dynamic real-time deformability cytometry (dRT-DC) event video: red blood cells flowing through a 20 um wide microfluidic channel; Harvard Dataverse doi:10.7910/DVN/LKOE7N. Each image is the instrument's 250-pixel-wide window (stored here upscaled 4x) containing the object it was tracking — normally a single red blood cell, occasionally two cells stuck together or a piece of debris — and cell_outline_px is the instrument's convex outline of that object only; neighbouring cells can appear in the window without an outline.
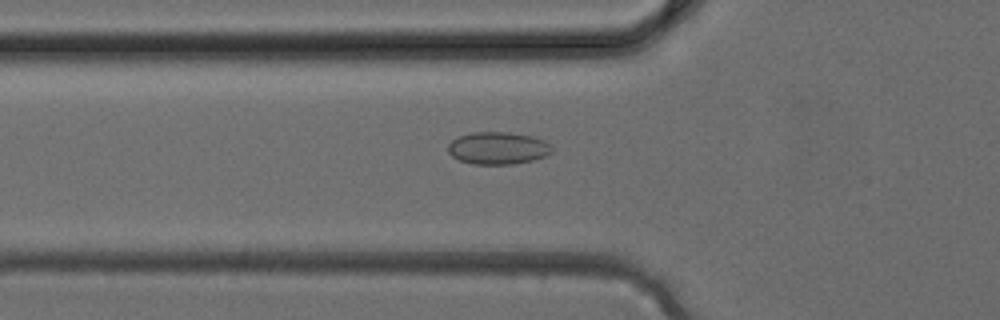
{"species": "common noctule bat (a hibernating species)", "species_latin": "Nyctalus noctula", "temperature_condition": "cold", "stored_images_in_passage": 26, "camera_frame_rate_fps": 3000, "um_per_image_px": 0.085, "animal": {"sex": "female", "body_mass_g": 24.6, "forearm_length_mm": 56.2}, "frame": {"image": 1, "passage_image": 6, "time_ms": 1.667, "image_size_px": [1000, 320], "cell_outline_px": [[552, 152], [544, 156], [532, 160], [512, 164], [472, 164], [460, 160], [452, 156], [448, 152], [448, 144], [456, 136], [472, 132], [508, 132], [532, 136], [544, 140], [552, 148]], "centroid_in_image_um": [42.28, 12.58], "position_along_channel_um": 83.5, "area_um2": 19.59}}
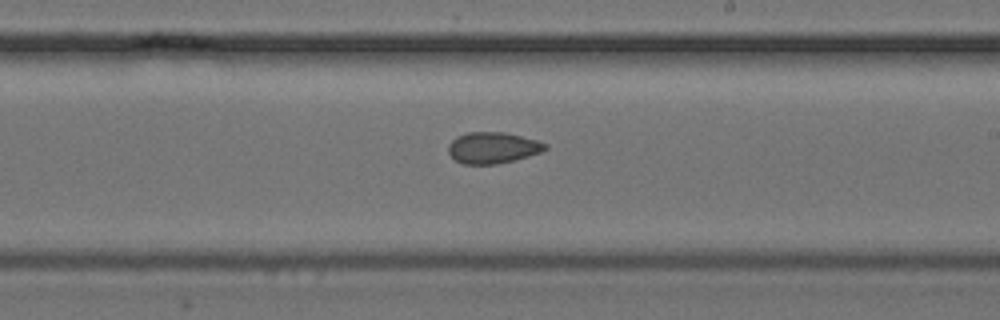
{"frame": {"image": 2, "passage_image": 15, "time_ms": 4.667, "image_size_px": [1000, 320], "cell_outline_px": [[548, 148], [540, 152], [528, 156], [496, 164], [464, 164], [456, 160], [448, 152], [448, 144], [456, 136], [468, 132], [504, 132], [536, 140], [548, 144]], "centroid_in_image_um": [41.86, 12.55], "position_along_channel_um": 247.1, "area_um2": 17.51}}
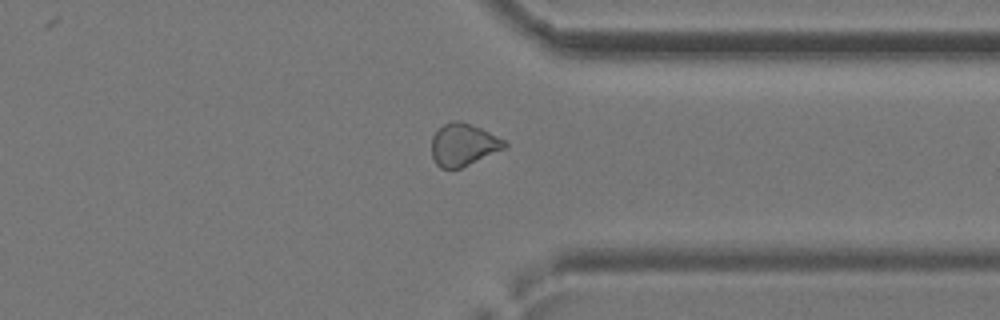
{"frame": {"image": 3, "passage_image": 22, "time_ms": 7.0, "image_size_px": [1000, 320], "cell_outline_px": [[508, 148], [460, 168], [440, 168], [436, 164], [432, 156], [432, 136], [444, 124], [452, 120], [460, 120], [480, 128], [504, 140], [508, 144]], "centroid_in_image_um": [39.4, 12.3], "position_along_channel_um": 372.0, "area_um2": 17.98}}